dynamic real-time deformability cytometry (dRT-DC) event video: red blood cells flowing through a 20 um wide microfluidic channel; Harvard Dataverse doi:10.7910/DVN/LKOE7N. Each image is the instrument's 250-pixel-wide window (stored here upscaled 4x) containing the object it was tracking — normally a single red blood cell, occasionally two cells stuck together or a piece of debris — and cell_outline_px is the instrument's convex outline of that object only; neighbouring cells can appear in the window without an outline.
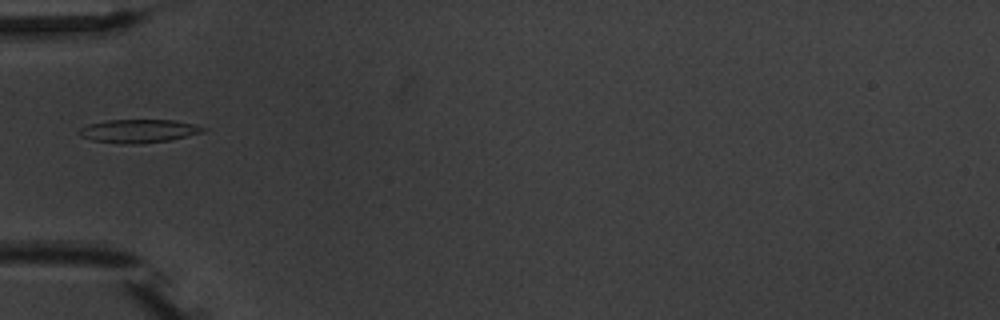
{"species": "common noctule bat (a hibernating species)", "species_latin": "Nyctalus noctula", "temperature_condition": "warm", "stored_images_in_passage": 8, "camera_frame_rate_fps": 3000, "um_per_image_px": 0.085, "animal": {"sex": "male", "body_mass_g": 20.1, "forearm_length_mm": 53.5}, "frame": {"image": 1, "passage_image": 6, "time_ms": 6.0, "image_size_px": [1000, 320], "cell_outline_px": [[204, 132], [168, 140], [140, 144], [120, 144], [92, 140], [80, 136], [76, 132], [80, 128], [88, 124], [108, 120], [172, 120], [196, 124], [204, 128]], "centroid_in_image_um": [11.73, 11.14], "position_along_channel_um": 73.3, "area_um2": 16.88}}
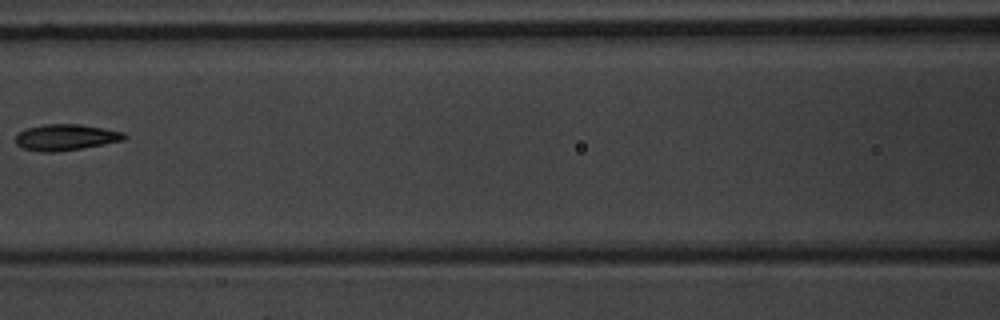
{"frame": {"image": 2, "passage_image": 8, "time_ms": 8.333, "image_size_px": [1000, 320], "cell_outline_px": [[128, 136], [124, 140], [104, 144], [56, 152], [44, 152], [20, 148], [16, 144], [16, 136], [24, 128], [44, 124], [80, 124], [104, 128], [124, 132]], "centroid_in_image_um": [5.58, 11.66], "position_along_channel_um": 161.0, "area_um2": 16.65}}